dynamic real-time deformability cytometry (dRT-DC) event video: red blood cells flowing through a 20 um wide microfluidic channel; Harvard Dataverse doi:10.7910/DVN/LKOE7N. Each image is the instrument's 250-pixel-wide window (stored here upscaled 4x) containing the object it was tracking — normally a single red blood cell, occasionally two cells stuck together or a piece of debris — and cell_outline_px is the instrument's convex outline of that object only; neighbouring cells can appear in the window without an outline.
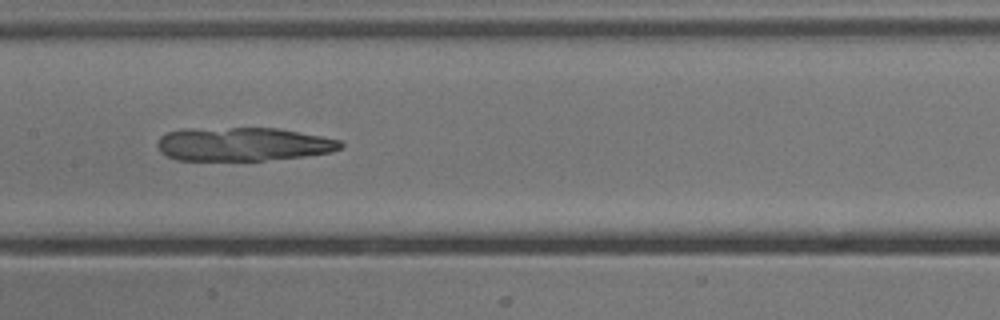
{"species": "common noctule bat (a hibernating species)", "species_latin": "Nyctalus noctula", "temperature_condition": "cold", "stored_images_in_passage": 48, "camera_frame_rate_fps": 3000, "um_per_image_px": 0.085, "animal": {"sex": "male", "body_mass_g": 13.3}, "frame": {"image": 1, "passage_image": 26, "time_ms": 8.333, "image_size_px": [1000, 320], "cell_outline_px": [[344, 144], [340, 148], [332, 152], [304, 156], [264, 160], [176, 160], [160, 152], [156, 144], [160, 136], [168, 132], [184, 128], [280, 128], [340, 140]], "centroid_in_image_um": [20.63, 12.25], "position_along_channel_um": 186.8, "area_um2": 35.95}}
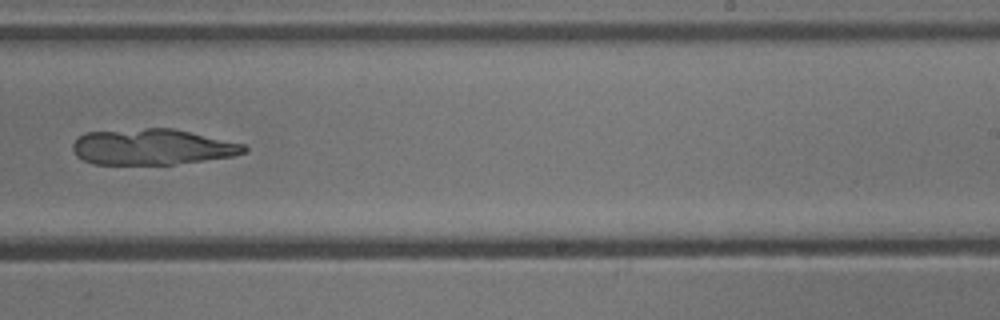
{"frame": {"image": 2, "passage_image": 33, "time_ms": 10.667, "image_size_px": [1000, 320], "cell_outline_px": [[248, 148], [244, 152], [232, 156], [204, 160], [172, 164], [92, 164], [76, 156], [72, 148], [72, 144], [76, 136], [84, 132], [144, 128], [172, 128], [244, 144]], "centroid_in_image_um": [12.86, 12.48], "position_along_channel_um": 276.1, "area_um2": 35.78}}